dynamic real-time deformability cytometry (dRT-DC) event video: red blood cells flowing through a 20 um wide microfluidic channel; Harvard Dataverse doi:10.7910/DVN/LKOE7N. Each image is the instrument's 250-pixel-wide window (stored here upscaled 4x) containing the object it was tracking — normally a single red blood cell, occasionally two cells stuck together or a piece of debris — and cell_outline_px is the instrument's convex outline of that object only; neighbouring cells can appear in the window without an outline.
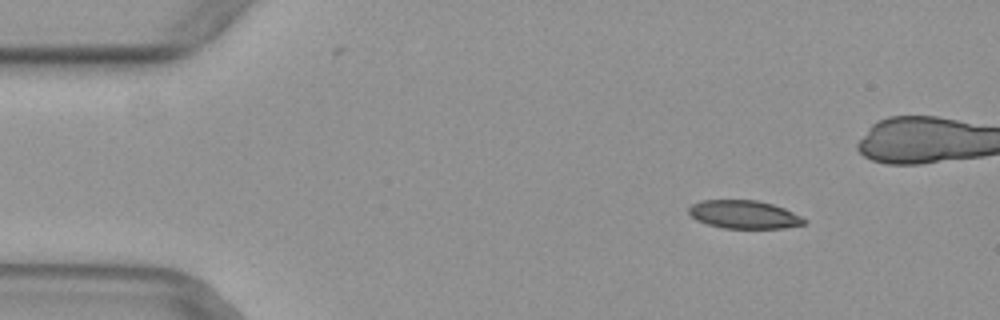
{"species": "common noctule bat (a hibernating species)", "species_latin": "Nyctalus noctula", "temperature_condition": "warm", "stored_images_in_passage": 16, "camera_frame_rate_fps": 3000, "um_per_image_px": 0.085, "animal": {"sex": "female", "body_mass_g": 29.2, "forearm_length_mm": 56.3}, "frame": {"image": 1, "passage_image": 7, "time_ms": 2.0, "image_size_px": [1000, 320], "cell_outline_px": [[808, 220], [804, 224], [784, 228], [724, 228], [708, 224], [696, 220], [688, 212], [688, 208], [692, 204], [700, 200], [756, 200], [772, 204], [784, 208]], "centroid_in_image_um": [63.23, 18.23], "position_along_channel_um": 21.8, "area_um2": 18.9}}